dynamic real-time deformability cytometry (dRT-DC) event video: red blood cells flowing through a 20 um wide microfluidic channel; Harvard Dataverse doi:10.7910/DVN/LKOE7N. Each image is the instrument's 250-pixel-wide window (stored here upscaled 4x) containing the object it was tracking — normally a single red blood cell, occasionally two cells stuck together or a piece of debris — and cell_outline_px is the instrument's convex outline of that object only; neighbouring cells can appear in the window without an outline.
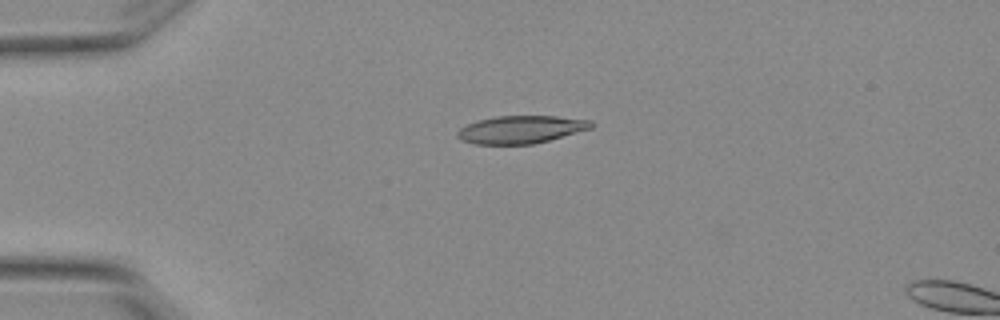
{"species": "Egyptian fruit bat (a non-hibernating species)", "species_latin": "Rousettus aegyptiacus", "temperature_condition": "warm", "stored_images_in_passage": 5, "camera_frame_rate_fps": 3000, "um_per_image_px": 0.085, "animal": {"sex": "female"}, "frame": {"image": 1, "passage_image": 3, "time_ms": 0.667, "image_size_px": [1000, 320], "cell_outline_px": [[592, 128], [548, 140], [532, 144], [476, 144], [460, 140], [456, 136], [456, 132], [460, 128], [468, 124], [480, 120], [496, 116], [556, 116], [592, 120]], "centroid_in_image_um": [44.26, 11.01], "position_along_channel_um": 40.7, "area_um2": 21.44}}
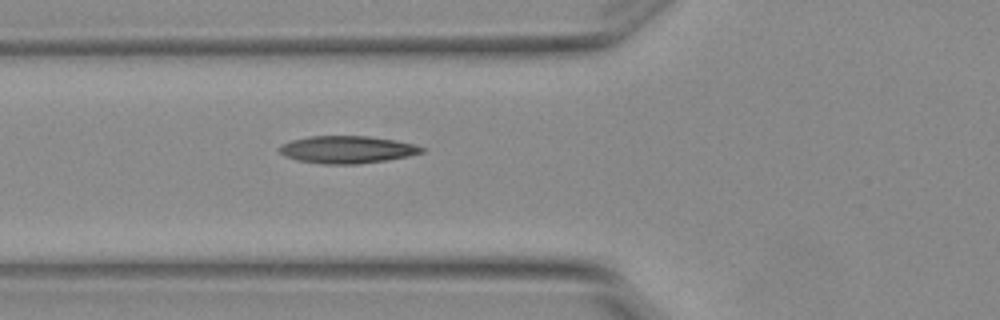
{"frame": {"image": 2, "passage_image": 5, "time_ms": 1.333, "image_size_px": [1000, 320], "cell_outline_px": [[428, 148], [424, 152], [408, 156], [388, 160], [356, 164], [324, 164], [296, 160], [284, 156], [276, 148], [280, 144], [292, 140], [308, 136], [368, 136], [396, 140]], "centroid_in_image_um": [29.49, 12.71], "position_along_channel_um": 96.3, "area_um2": 22.95}}